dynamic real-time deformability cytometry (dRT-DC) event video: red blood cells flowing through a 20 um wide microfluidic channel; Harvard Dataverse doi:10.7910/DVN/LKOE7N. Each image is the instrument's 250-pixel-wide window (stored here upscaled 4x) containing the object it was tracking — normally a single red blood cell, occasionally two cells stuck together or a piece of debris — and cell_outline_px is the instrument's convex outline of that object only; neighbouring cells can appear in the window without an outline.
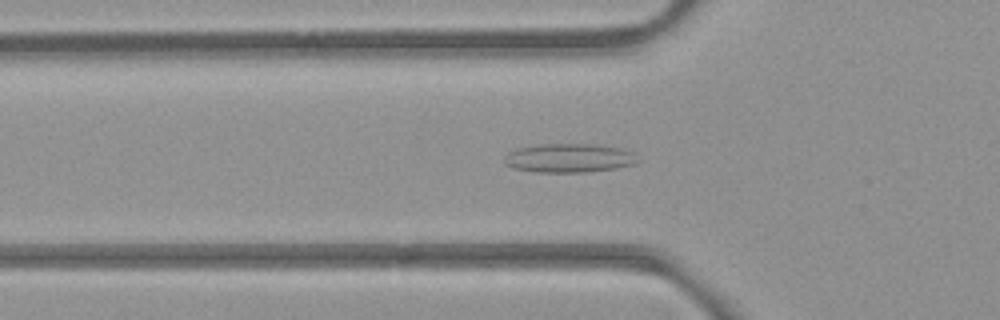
{"species": "common noctule bat (a hibernating species)", "species_latin": "Nyctalus noctula", "temperature_condition": "room temperature", "stored_images_in_passage": 46, "camera_frame_rate_fps": 3000, "um_per_image_px": 0.085, "animal": {"sex": "female", "body_mass_g": 21.9}, "frame": {"image": 1, "passage_image": 10, "time_ms": 3.0, "image_size_px": [1000, 320], "cell_outline_px": [[640, 160], [636, 164], [616, 168], [584, 172], [536, 172], [512, 168], [504, 164], [504, 156], [508, 152], [516, 148], [540, 144], [596, 144], [620, 148], [632, 152]], "centroid_in_image_um": [48.35, 13.43], "position_along_channel_um": 77.5, "area_um2": 22.66}}
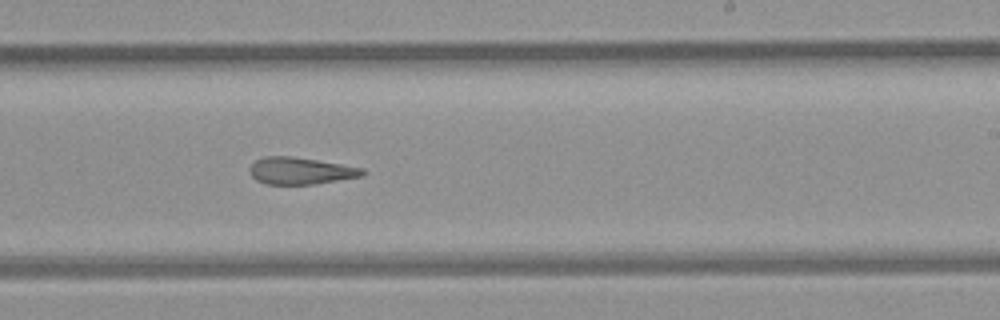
{"frame": {"image": 2, "passage_image": 24, "time_ms": 7.667, "image_size_px": [1000, 320], "cell_outline_px": [[368, 172], [364, 176], [312, 184], [264, 184], [256, 180], [252, 176], [248, 168], [256, 160], [264, 156], [288, 156], [316, 160], [364, 168]], "centroid_in_image_um": [25.55, 14.52], "position_along_channel_um": 263.4, "area_um2": 17.69}}
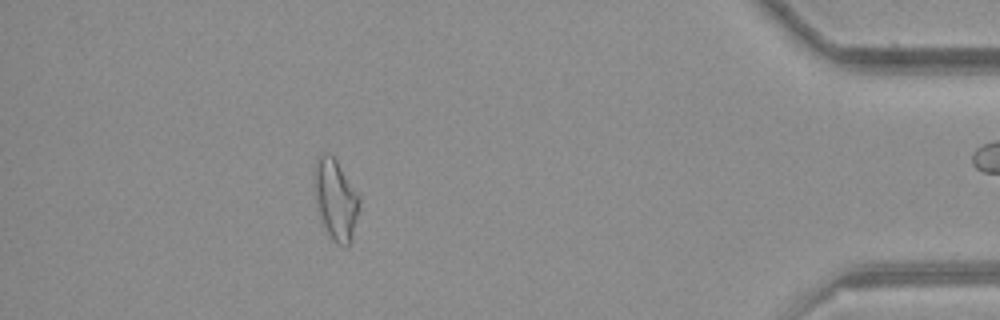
{"frame": {"image": 3, "passage_image": 39, "time_ms": 12.667, "image_size_px": [1000, 320], "cell_outline_px": [[360, 208], [352, 236], [348, 244], [344, 248], [336, 244], [332, 240], [320, 220], [316, 204], [312, 172], [316, 156], [320, 152], [328, 152], [336, 160], [360, 196]], "centroid_in_image_um": [28.49, 16.92], "position_along_channel_um": 406.7, "area_um2": 21.73}}